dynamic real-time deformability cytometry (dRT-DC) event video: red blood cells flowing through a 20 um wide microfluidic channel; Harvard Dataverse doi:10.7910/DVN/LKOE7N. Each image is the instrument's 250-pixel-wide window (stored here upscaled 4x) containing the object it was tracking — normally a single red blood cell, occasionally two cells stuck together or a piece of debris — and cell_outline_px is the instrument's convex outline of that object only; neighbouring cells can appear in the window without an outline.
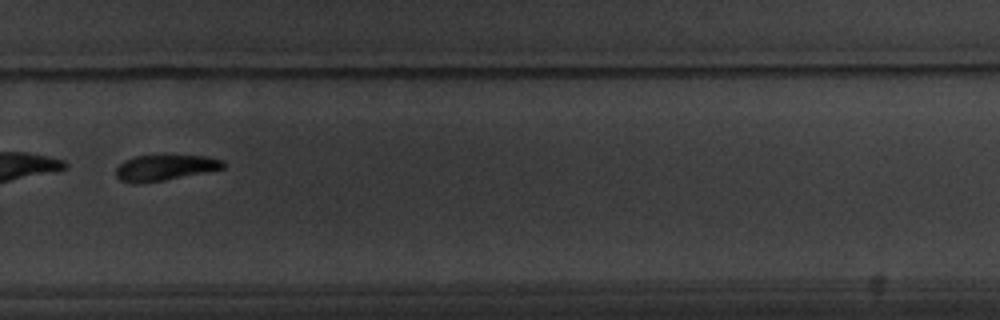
{"species": "common noctule bat (a hibernating species)", "species_latin": "Nyctalus noctula", "temperature_condition": "warm", "stored_images_in_passage": 35, "camera_frame_rate_fps": 3000, "um_per_image_px": 0.085, "animal": {"sex": "male", "body_mass_g": 20.1, "forearm_length_mm": 53.5}, "frame": {"image": 1, "passage_image": 20, "time_ms": 6.333, "image_size_px": [1000, 320], "cell_outline_px": [[224, 168], [164, 180], [136, 184], [120, 180], [116, 176], [116, 168], [124, 160], [136, 156], [168, 152], [204, 156], [224, 160]], "centroid_in_image_um": [14.0, 14.19], "position_along_channel_um": 315.8, "area_um2": 16.76}}